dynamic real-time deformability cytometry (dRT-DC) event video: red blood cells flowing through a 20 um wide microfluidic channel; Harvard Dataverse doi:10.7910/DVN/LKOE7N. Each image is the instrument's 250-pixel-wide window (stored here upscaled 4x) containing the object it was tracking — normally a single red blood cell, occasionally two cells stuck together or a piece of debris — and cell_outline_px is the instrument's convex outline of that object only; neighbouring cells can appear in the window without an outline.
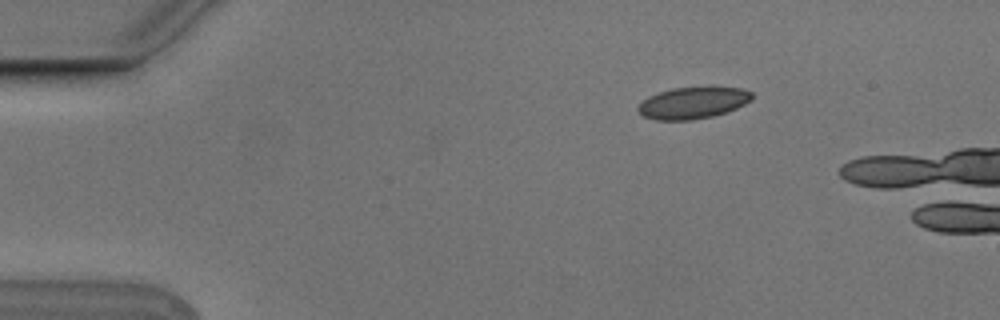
{"species": "Egyptian fruit bat (a non-hibernating species)", "species_latin": "Rousettus aegyptiacus", "temperature_condition": "cold", "stored_images_in_passage": 2, "camera_frame_rate_fps": 3000, "um_per_image_px": 0.085, "animal": {"sex": "male"}, "frame": {"image": 1, "passage_image": 1, "time_ms": 0.0, "image_size_px": [1000, 320], "cell_outline_px": [[752, 100], [728, 112], [712, 116], [692, 120], [656, 120], [644, 116], [636, 108], [648, 96], [672, 88], [712, 84], [740, 88], [752, 92]], "centroid_in_image_um": [58.95, 8.7], "position_along_channel_um": 26.0, "area_um2": 21.68}}